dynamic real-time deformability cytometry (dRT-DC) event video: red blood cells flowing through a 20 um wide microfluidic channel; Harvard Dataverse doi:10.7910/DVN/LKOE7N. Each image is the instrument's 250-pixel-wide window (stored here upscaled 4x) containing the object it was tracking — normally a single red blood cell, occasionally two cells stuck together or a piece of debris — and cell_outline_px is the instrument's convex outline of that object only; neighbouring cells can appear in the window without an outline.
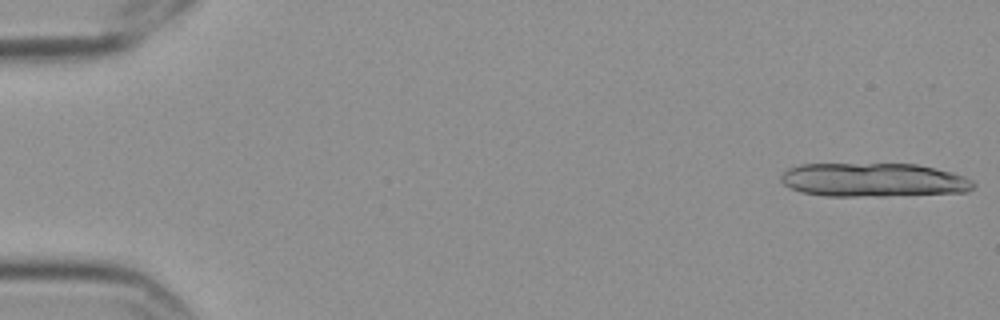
{"species": "Egyptian fruit bat (a non-hibernating species)", "species_latin": "Rousettus aegyptiacus", "temperature_condition": "cold", "stored_images_in_passage": 5, "camera_frame_rate_fps": 3000, "um_per_image_px": 0.085, "frame": {"image": 1, "passage_image": 1, "time_ms": 0.0, "image_size_px": [1000, 320], "cell_outline_px": [[976, 184], [968, 192], [884, 196], [824, 196], [800, 192], [784, 184], [780, 180], [780, 176], [788, 168], [800, 164], [916, 164], [936, 168], [952, 172], [964, 176], [972, 180]], "centroid_in_image_um": [74.25, 15.3], "position_along_channel_um": 10.7, "area_um2": 38.15}}
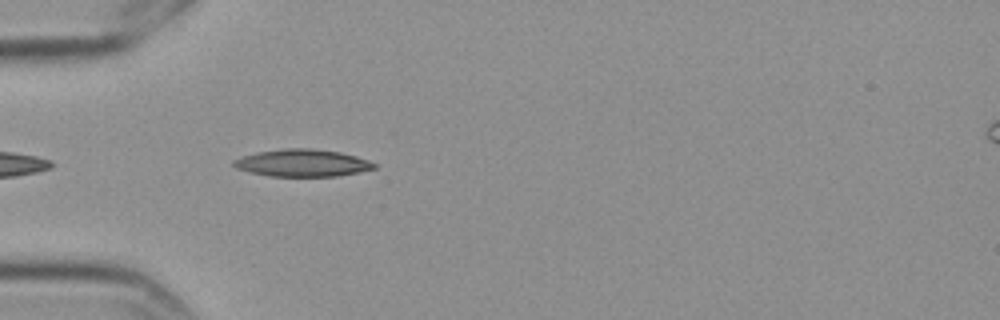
{"frame": {"image": 2, "passage_image": 5, "time_ms": 1.333, "image_size_px": [1000, 320], "cell_outline_px": [[376, 168], [336, 176], [272, 176], [252, 172], [236, 168], [232, 164], [232, 160], [240, 156], [256, 152], [284, 148], [308, 148], [340, 152], [356, 156], [368, 160], [376, 164]], "centroid_in_image_um": [25.66, 13.84], "position_along_channel_um": 59.3, "area_um2": 22.2}}